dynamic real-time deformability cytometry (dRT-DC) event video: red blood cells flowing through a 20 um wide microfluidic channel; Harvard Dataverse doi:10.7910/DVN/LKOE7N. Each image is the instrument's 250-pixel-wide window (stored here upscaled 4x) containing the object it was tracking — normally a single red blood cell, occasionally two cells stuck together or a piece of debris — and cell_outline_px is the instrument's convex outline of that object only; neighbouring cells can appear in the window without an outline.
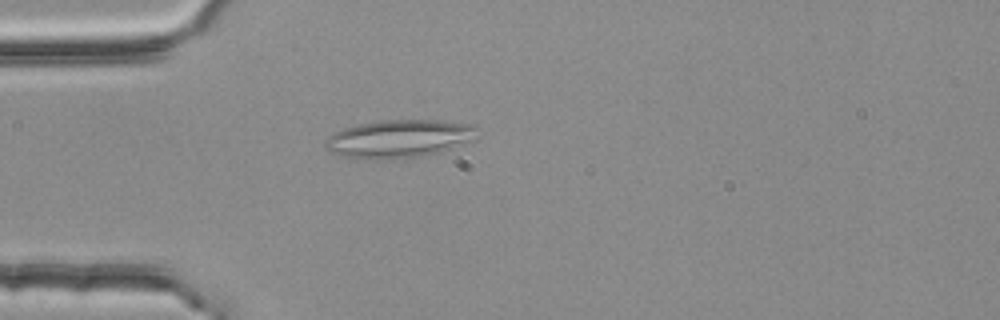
{"species": "common noctule bat (a hibernating species)", "species_latin": "Nyctalus noctula", "temperature_condition": "room temperature", "stored_images_in_passage": 4, "camera_frame_rate_fps": 3000, "um_per_image_px": 0.085, "animal": {"sex": "female", "body_mass_g": 25.1}, "frame": {"image": 1, "passage_image": 4, "time_ms": 1.0, "image_size_px": [1000, 320], "cell_outline_px": [[484, 128], [464, 140], [440, 152], [420, 156], [380, 160], [344, 156], [332, 152], [324, 148], [324, 140], [332, 132], [344, 128], [360, 124], [380, 120], [436, 120], [476, 124]], "centroid_in_image_um": [33.85, 11.77], "position_along_channel_um": 51.2, "area_um2": 33.29}}